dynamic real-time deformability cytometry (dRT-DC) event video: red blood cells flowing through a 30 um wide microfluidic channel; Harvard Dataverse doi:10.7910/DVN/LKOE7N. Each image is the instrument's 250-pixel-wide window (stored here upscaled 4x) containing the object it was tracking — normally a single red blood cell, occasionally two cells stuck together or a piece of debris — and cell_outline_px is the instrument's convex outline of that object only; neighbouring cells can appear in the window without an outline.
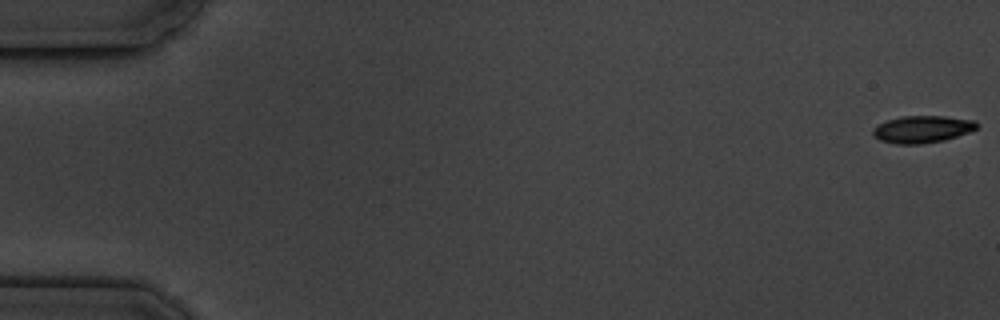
{"species": "common noctule bat (a hibernating species)", "species_latin": "Nyctalus noctula", "temperature_condition": "cold", "stored_images_in_passage": 16, "camera_frame_rate_fps": 3000, "um_per_image_px": 0.085, "animal": {"sex": "male", "body_mass_g": 19.5, "forearm_length_mm": 54.6}, "frame": {"image": 1, "passage_image": 1, "time_ms": 0.0, "image_size_px": [1000, 320], "cell_outline_px": [[976, 128], [968, 132], [944, 140], [920, 144], [896, 144], [880, 140], [872, 132], [872, 128], [888, 120], [900, 116], [944, 116], [976, 120]], "centroid_in_image_um": [78.38, 10.98], "position_along_channel_um": 6.6, "area_um2": 16.24}}
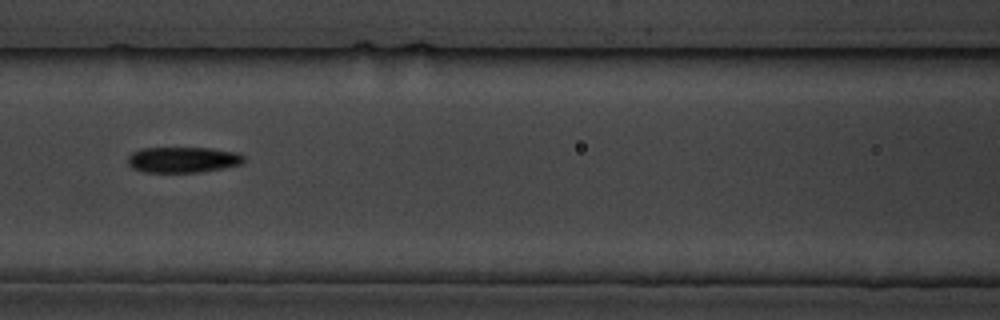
{"frame": {"image": 2, "passage_image": 8, "time_ms": 8.333, "image_size_px": [1000, 320], "cell_outline_px": [[244, 160], [240, 164], [224, 168], [200, 172], [144, 172], [132, 168], [128, 164], [128, 156], [132, 152], [140, 148], [208, 148], [236, 152], [244, 156]], "centroid_in_image_um": [15.51, 13.58], "position_along_channel_um": 151.1, "area_um2": 17.4}}
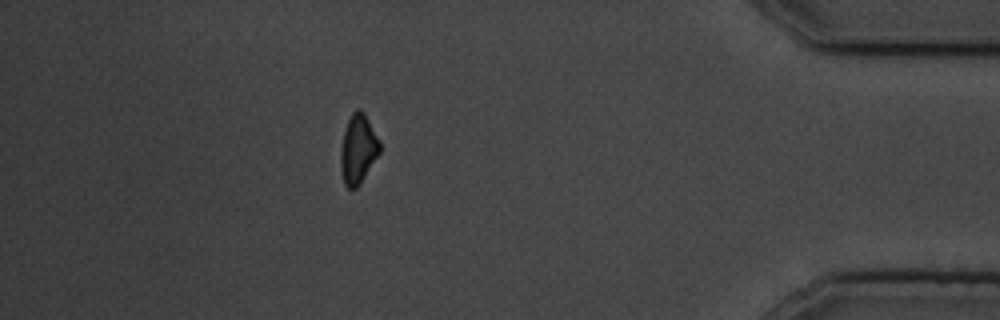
{"frame": {"image": 3, "passage_image": 15, "time_ms": 16.667, "image_size_px": [1000, 320], "cell_outline_px": [[380, 152], [360, 184], [356, 188], [348, 188], [344, 184], [340, 168], [340, 152], [344, 132], [348, 120], [352, 112], [356, 108], [360, 108], [364, 112], [380, 140]], "centroid_in_image_um": [30.44, 12.66], "position_along_channel_um": 404.8, "area_um2": 15.84}, "authors_computed_cell_mechanics": {"area_um2": 16.9354, "velocity_mm_per_s": 3.5586, "shape_relaxation_time_tau1_ms": 2.765, "shape_relaxation_time_tau2_ms": null, "deformation_change_tau1": 0.0952, "deformation_change_tau2": null}}